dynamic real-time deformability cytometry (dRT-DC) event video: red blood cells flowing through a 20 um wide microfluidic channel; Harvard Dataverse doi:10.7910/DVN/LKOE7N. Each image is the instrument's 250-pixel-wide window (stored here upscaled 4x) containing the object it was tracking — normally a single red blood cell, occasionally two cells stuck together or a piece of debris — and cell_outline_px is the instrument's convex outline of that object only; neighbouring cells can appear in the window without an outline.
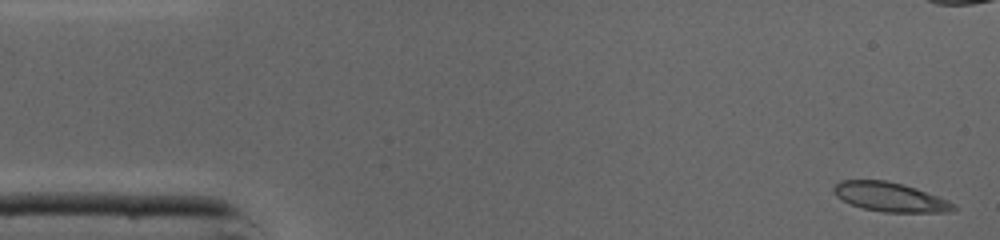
{"species": "common noctule bat (a hibernating species)", "species_latin": "Nyctalus noctula", "temperature_condition": "cold", "stored_images_in_passage": 46, "camera_frame_rate_fps": 3000, "um_per_image_px": 0.085, "animal": {"sex": "male", "body_mass_g": 19.0, "forearm_length_mm": 50.8}, "frame": {"image": 1, "passage_image": 1, "time_ms": 0.0, "image_size_px": [1000, 240], "cell_outline_px": [[956, 208], [952, 212], [884, 212], [864, 208], [852, 204], [836, 196], [832, 192], [832, 188], [840, 180], [888, 180], [904, 184], [916, 188], [948, 200], [956, 204]], "centroid_in_image_um": [75.67, 16.74], "position_along_channel_um": 9.3, "area_um2": 20.4}}
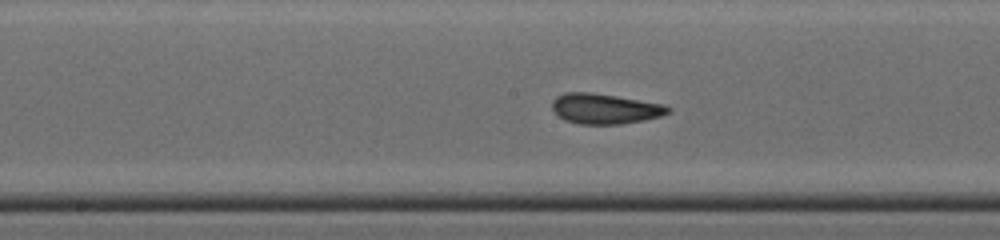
{"frame": {"image": 2, "passage_image": 22, "time_ms": 7.0, "image_size_px": [1000, 240], "cell_outline_px": [[672, 112], [660, 116], [644, 120], [620, 124], [580, 124], [564, 120], [552, 108], [552, 100], [556, 96], [564, 92], [592, 92], [664, 104], [672, 108]], "centroid_in_image_um": [51.43, 9.23], "position_along_channel_um": 196.8, "area_um2": 20.52}}
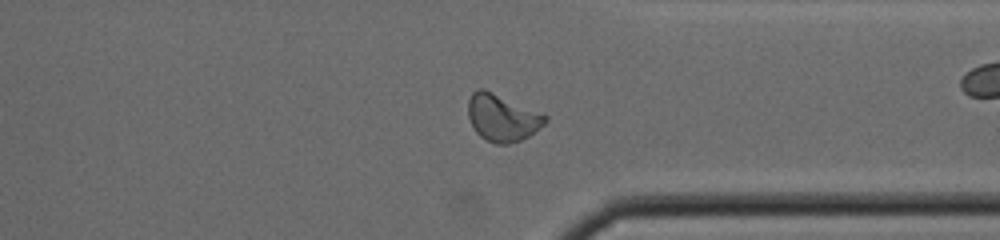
{"frame": {"image": 3, "passage_image": 34, "time_ms": 11.0, "image_size_px": [1000, 240], "cell_outline_px": [[548, 120], [544, 124], [528, 136], [520, 140], [508, 144], [496, 144], [480, 136], [472, 128], [468, 116], [468, 100], [472, 92], [476, 88], [484, 88], [544, 112], [548, 116]], "centroid_in_image_um": [42.7, 9.97], "position_along_channel_um": 368.7, "area_um2": 21.56}, "authors_computed_cell_mechanics": {"area_um2": 20.4323, "velocity_mm_per_s": 4.3474, "shape_relaxation_time_tau1_ms": 6.7671, "shape_relaxation_time_tau2_ms": 1.0916, "deformation_change_tau1": 0.1709, "deformation_change_tau2": 0.0471}}